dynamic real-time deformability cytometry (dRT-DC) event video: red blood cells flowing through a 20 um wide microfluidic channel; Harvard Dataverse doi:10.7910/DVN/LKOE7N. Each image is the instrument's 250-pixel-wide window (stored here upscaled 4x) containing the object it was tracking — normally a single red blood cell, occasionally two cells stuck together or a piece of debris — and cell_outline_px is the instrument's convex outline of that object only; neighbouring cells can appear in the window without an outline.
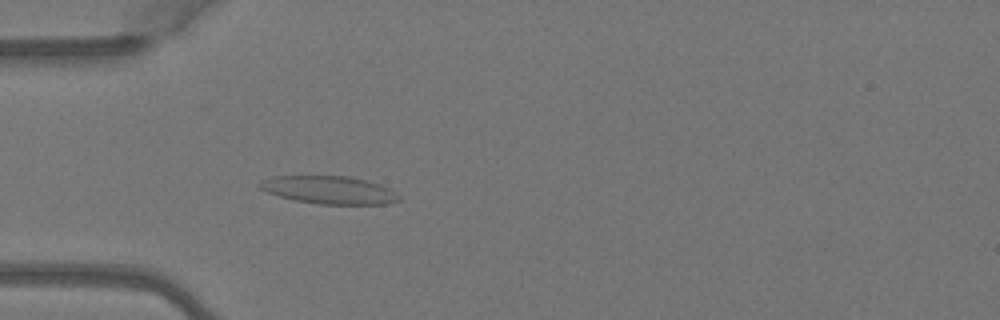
{"species": "Egyptian fruit bat (a non-hibernating species)", "species_latin": "Rousettus aegyptiacus", "temperature_condition": "warm", "stored_images_in_passage": 3, "camera_frame_rate_fps": 3000, "um_per_image_px": 0.085, "animal": {"sex": "female"}, "frame": {"image": 1, "passage_image": 3, "time_ms": 0.667, "image_size_px": [1000, 320], "cell_outline_px": [[400, 200], [384, 204], [320, 204], [296, 200], [280, 196], [268, 192], [260, 188], [260, 184], [264, 180], [272, 176], [348, 176], [380, 184], [396, 192], [400, 196]], "centroid_in_image_um": [28.02, 16.15], "position_along_channel_um": 57.0, "area_um2": 22.25}}